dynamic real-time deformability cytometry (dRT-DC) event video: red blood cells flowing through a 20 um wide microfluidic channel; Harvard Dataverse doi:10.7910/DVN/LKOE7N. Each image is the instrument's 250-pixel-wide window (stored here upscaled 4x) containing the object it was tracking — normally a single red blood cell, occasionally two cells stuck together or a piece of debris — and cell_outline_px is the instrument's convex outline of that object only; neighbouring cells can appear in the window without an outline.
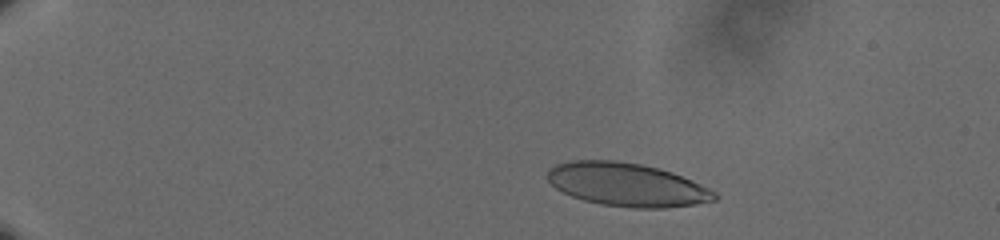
{"species": "human", "species_latin": "Homo sapiens", "temperature_condition": "cold", "stored_images_in_passage": 55, "camera_frame_rate_fps": 3000, "um_per_image_px": 0.085, "donor": {"sex": "male"}, "frame": {"image": 1, "passage_image": 8, "time_ms": 2.333, "image_size_px": [1000, 240], "cell_outline_px": [[720, 196], [716, 200], [696, 204], [668, 208], [632, 208], [600, 204], [584, 200], [572, 196], [556, 188], [548, 180], [548, 168], [556, 164], [572, 160], [616, 160], [640, 164], [660, 168], [672, 172], [700, 184], [716, 192]], "centroid_in_image_um": [53.31, 15.69], "position_along_channel_um": 31.7, "area_um2": 42.31}}
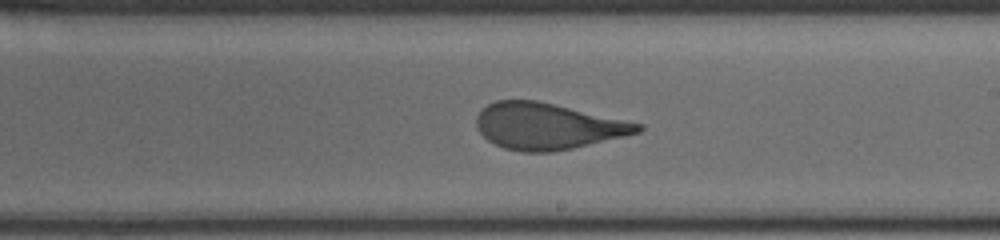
{"frame": {"image": 2, "passage_image": 34, "time_ms": 11.0, "image_size_px": [1000, 240], "cell_outline_px": [[644, 128], [640, 132], [624, 136], [572, 148], [552, 152], [520, 152], [504, 148], [488, 140], [476, 128], [476, 116], [488, 104], [496, 100], [536, 100], [644, 124]], "centroid_in_image_um": [46.53, 10.73], "position_along_channel_um": 242.5, "area_um2": 43.29}}
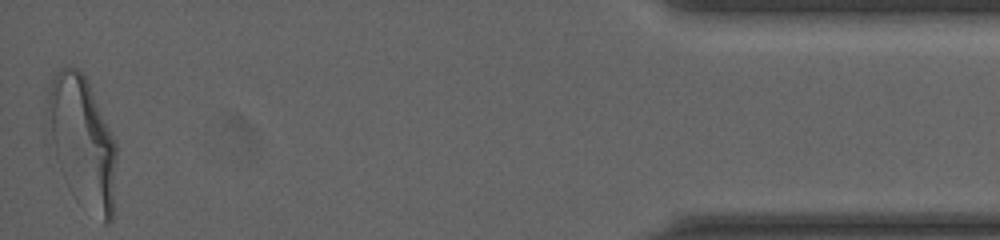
{"frame": {"image": 3, "passage_image": 55, "time_ms": 18.0, "image_size_px": [1000, 240], "cell_outline_px": [[116, 160], [112, 220], [108, 224], [104, 224], [56, 156], [44, 128], [44, 100], [52, 80], [56, 72], [60, 68], [68, 64], [76, 68], [84, 76], [116, 140]], "centroid_in_image_um": [6.96, 11.78], "position_along_channel_um": 428.2, "area_um2": 50.4}, "authors_computed_cell_mechanics": {"area_um2": 44.1592, "velocity_mm_per_s": 3.6121, "shape_relaxation_time_tau1_ms": 5.9523, "shape_relaxation_time_tau2_ms": 0.8409, "deformation_change_tau1": 0.2111, "deformation_change_tau2": 0.0822}}